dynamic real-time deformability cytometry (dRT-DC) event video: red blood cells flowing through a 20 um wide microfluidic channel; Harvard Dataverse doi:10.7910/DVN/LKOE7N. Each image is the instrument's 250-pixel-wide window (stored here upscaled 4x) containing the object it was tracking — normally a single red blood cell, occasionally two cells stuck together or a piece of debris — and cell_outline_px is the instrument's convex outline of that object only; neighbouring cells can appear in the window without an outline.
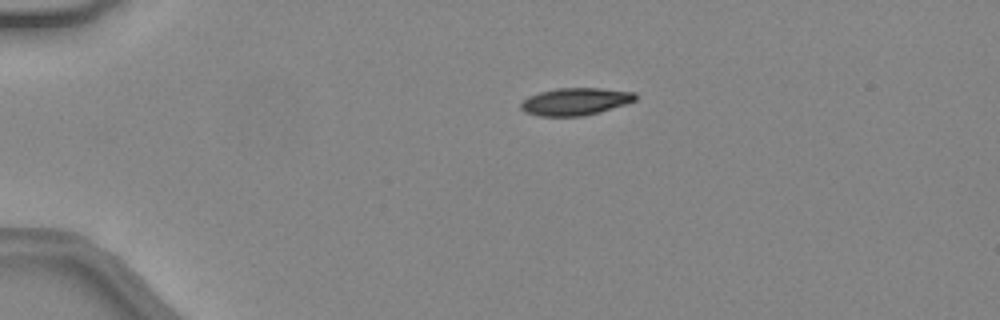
{"species": "common noctule bat (a hibernating species)", "species_latin": "Nyctalus noctula", "temperature_condition": "warm", "stored_images_in_passage": 37, "camera_frame_rate_fps": 3000, "um_per_image_px": 0.085, "animal": {"sex": "female", "body_mass_g": 24.6, "forearm_length_mm": 56.2}, "frame": {"image": 1, "passage_image": 1, "time_ms": 0.0, "image_size_px": [1000, 320], "cell_outline_px": [[636, 96], [632, 100], [592, 112], [536, 112], [524, 108], [524, 104], [528, 100], [536, 96], [548, 92], [620, 92]], "centroid_in_image_um": [48.95, 8.63], "position_along_channel_um": 36.0, "area_um2": 12.83}}
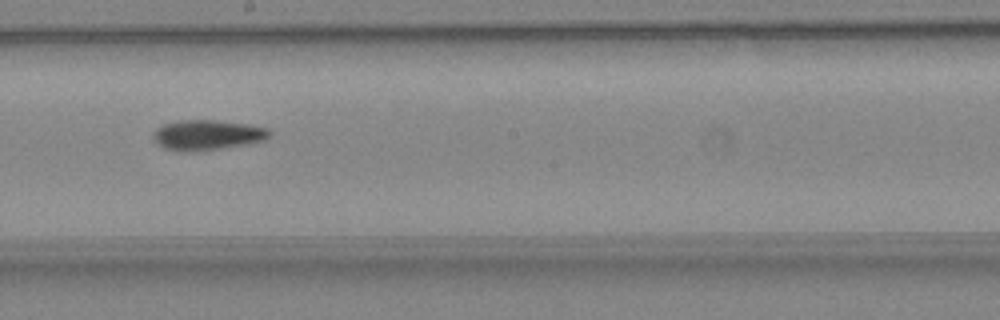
{"frame": {"image": 2, "passage_image": 18, "time_ms": 5.667, "image_size_px": [1000, 320], "cell_outline_px": [[260, 136], [240, 140], [216, 144], [172, 144], [164, 140], [160, 136], [168, 128], [196, 124], [208, 124], [244, 128], [260, 132]], "centroid_in_image_um": [17.57, 11.42], "position_along_channel_um": 230.6, "area_um2": 10.87}}
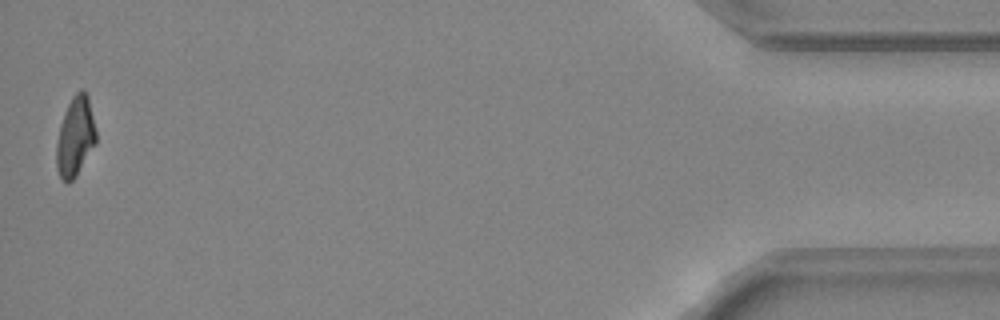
{"frame": {"image": 3, "passage_image": 37, "time_ms": 12.0, "image_size_px": [1000, 320], "cell_outline_px": [[96, 140], [76, 172], [68, 180], [64, 180], [60, 172], [60, 140], [64, 120], [76, 96], [80, 92], [84, 92], [96, 136]], "centroid_in_image_um": [6.47, 11.64], "position_along_channel_um": 428.7, "area_um2": 14.62}}